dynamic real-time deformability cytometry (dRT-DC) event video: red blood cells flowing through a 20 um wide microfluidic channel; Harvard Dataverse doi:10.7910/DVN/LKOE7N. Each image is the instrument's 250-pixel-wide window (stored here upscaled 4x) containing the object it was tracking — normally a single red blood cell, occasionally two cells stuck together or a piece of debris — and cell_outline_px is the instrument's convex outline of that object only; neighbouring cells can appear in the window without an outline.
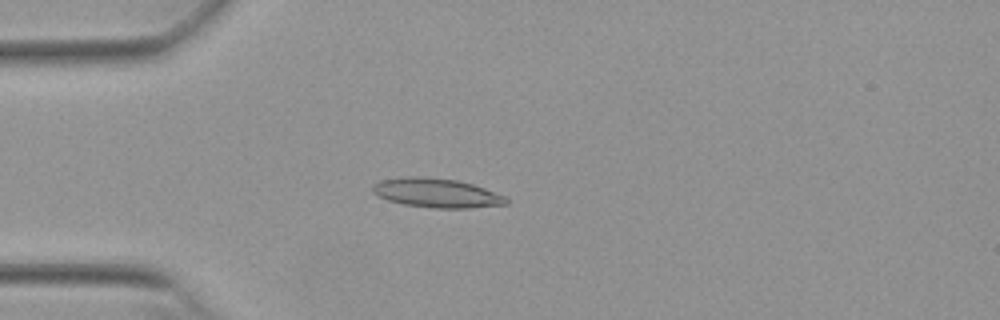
{"species": "Egyptian fruit bat (a non-hibernating species)", "species_latin": "Rousettus aegyptiacus", "temperature_condition": "warm", "stored_images_in_passage": 47, "camera_frame_rate_fps": 3000, "um_per_image_px": 0.085, "animal": {"sex": "female"}, "frame": {"image": 1, "passage_image": 9, "time_ms": 2.667, "image_size_px": [1000, 320], "cell_outline_px": [[508, 204], [468, 208], [436, 208], [404, 204], [388, 200], [372, 192], [372, 184], [380, 180], [408, 176], [416, 176], [456, 180], [472, 184], [484, 188], [504, 196], [508, 200]], "centroid_in_image_um": [37.09, 16.4], "position_along_channel_um": 47.9, "area_um2": 22.48}}
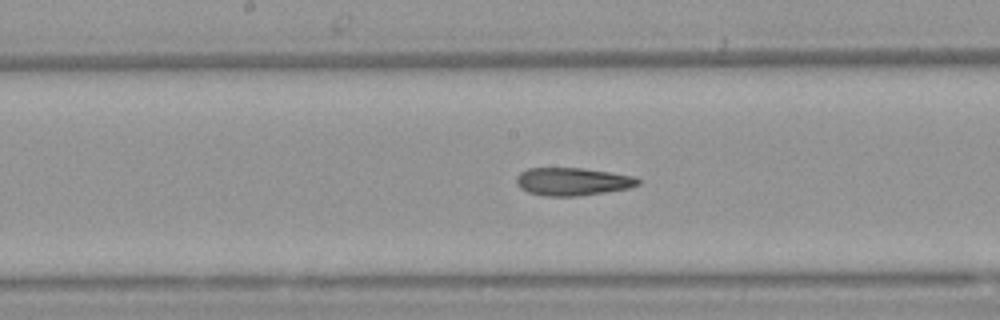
{"frame": {"image": 2, "passage_image": 22, "time_ms": 7.0, "image_size_px": [1000, 320], "cell_outline_px": [[640, 184], [628, 188], [604, 192], [576, 196], [544, 196], [528, 192], [520, 188], [516, 184], [516, 176], [520, 172], [528, 168], [584, 168], [636, 176], [640, 180]], "centroid_in_image_um": [48.65, 15.42], "position_along_channel_um": 199.5, "area_um2": 19.83}}
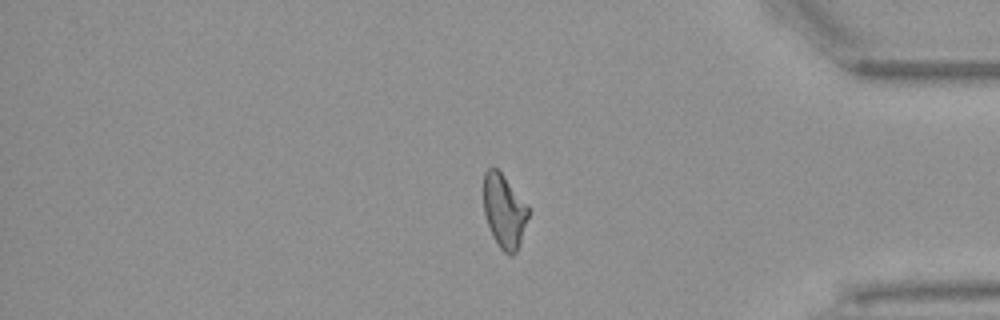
{"frame": {"image": 3, "passage_image": 39, "time_ms": 12.667, "image_size_px": [1000, 320], "cell_outline_px": [[528, 216], [520, 244], [516, 252], [512, 256], [508, 256], [500, 248], [492, 236], [484, 212], [484, 172], [492, 164], [504, 176], [528, 208]], "centroid_in_image_um": [42.83, 17.96], "position_along_channel_um": 392.4, "area_um2": 18.96}, "authors_computed_cell_mechanics": {"area_um2": 20.0566, "velocity_mm_per_s": 3.8561, "shape_relaxation_time_tau1_ms": null, "shape_relaxation_time_tau2_ms": 2.5411, "deformation_change_tau1": null, "deformation_change_tau2": 0.1119}}